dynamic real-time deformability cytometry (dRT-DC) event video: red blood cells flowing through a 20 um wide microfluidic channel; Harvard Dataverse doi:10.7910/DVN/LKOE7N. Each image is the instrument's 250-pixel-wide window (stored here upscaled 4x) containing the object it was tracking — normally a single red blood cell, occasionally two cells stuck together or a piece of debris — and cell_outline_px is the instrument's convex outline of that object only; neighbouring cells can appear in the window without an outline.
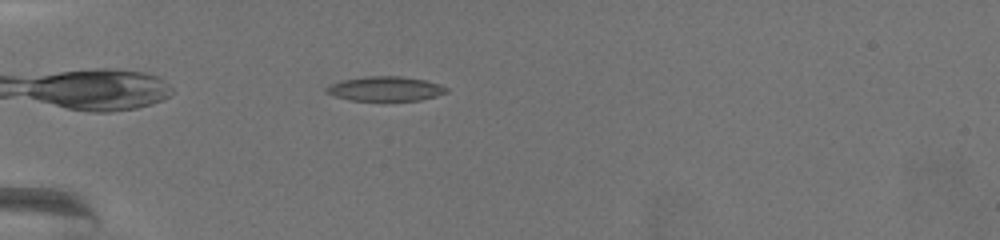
{"species": "common noctule bat (a hibernating species)", "species_latin": "Nyctalus noctula", "temperature_condition": "warm", "stored_images_in_passage": 54, "camera_frame_rate_fps": 3000, "um_per_image_px": 0.085, "animal": {"sex": "female", "body_mass_g": 19.5, "forearm_length_mm": 54.1}, "frame": {"image": 1, "passage_image": 5, "time_ms": 1.333, "image_size_px": [1000, 240], "cell_outline_px": [[448, 92], [436, 96], [420, 100], [348, 100], [324, 92], [324, 88], [328, 84], [344, 80], [368, 76], [400, 76], [424, 80], [440, 84], [448, 88]], "centroid_in_image_um": [32.74, 7.54], "position_along_channel_um": 52.3, "area_um2": 17.11}}
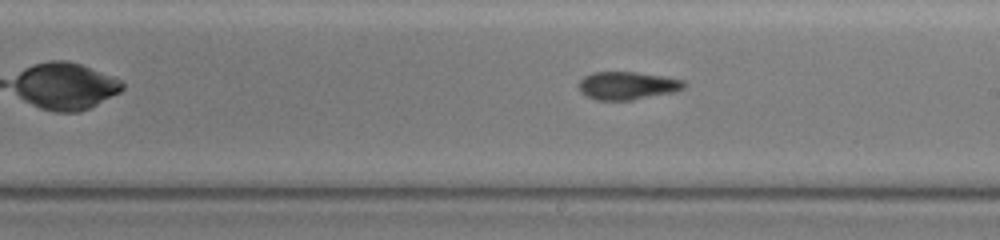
{"frame": {"image": 2, "passage_image": 26, "time_ms": 8.333, "image_size_px": [1000, 240], "cell_outline_px": [[688, 84], [684, 88], [676, 92], [632, 100], [596, 100], [580, 92], [580, 80], [584, 76], [592, 72], [636, 72], [664, 76], [684, 80]], "centroid_in_image_um": [53.38, 7.27], "position_along_channel_um": 235.6, "area_um2": 17.28}}
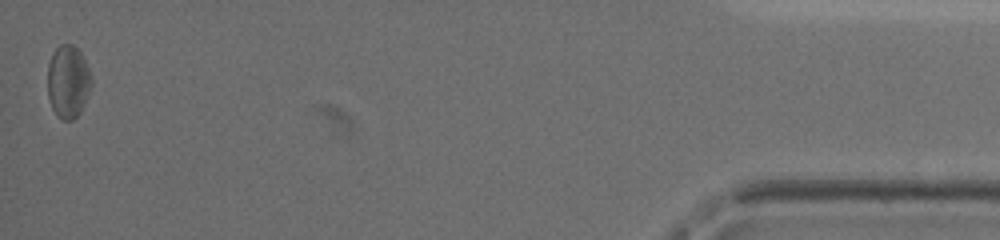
{"frame": {"image": 3, "passage_image": 54, "time_ms": 17.667, "image_size_px": [1000, 240], "cell_outline_px": [[92, 84], [84, 104], [80, 112], [72, 120], [64, 120], [56, 116], [52, 108], [48, 96], [48, 64], [56, 48], [60, 44], [72, 44], [80, 52], [92, 76]], "centroid_in_image_um": [5.79, 6.95], "position_along_channel_um": 429.4, "area_um2": 18.5}, "authors_computed_cell_mechanics": {"area_um2": 17.5134, "velocity_mm_per_s": 2.9468, "shape_relaxation_time_tau1_ms": null, "shape_relaxation_time_tau2_ms": 2.8144, "deformation_change_tau1": null, "deformation_change_tau2": 0.107}}